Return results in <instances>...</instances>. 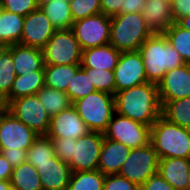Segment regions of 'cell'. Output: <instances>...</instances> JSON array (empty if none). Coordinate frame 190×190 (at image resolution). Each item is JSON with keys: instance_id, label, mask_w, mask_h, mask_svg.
<instances>
[{"instance_id": "cell-1", "label": "cell", "mask_w": 190, "mask_h": 190, "mask_svg": "<svg viewBox=\"0 0 190 190\" xmlns=\"http://www.w3.org/2000/svg\"><path fill=\"white\" fill-rule=\"evenodd\" d=\"M115 112L134 121L152 126L162 116L158 85L147 82L121 90L114 95Z\"/></svg>"}, {"instance_id": "cell-2", "label": "cell", "mask_w": 190, "mask_h": 190, "mask_svg": "<svg viewBox=\"0 0 190 190\" xmlns=\"http://www.w3.org/2000/svg\"><path fill=\"white\" fill-rule=\"evenodd\" d=\"M148 82L158 84L167 71L185 64L163 33H153L139 47Z\"/></svg>"}, {"instance_id": "cell-3", "label": "cell", "mask_w": 190, "mask_h": 190, "mask_svg": "<svg viewBox=\"0 0 190 190\" xmlns=\"http://www.w3.org/2000/svg\"><path fill=\"white\" fill-rule=\"evenodd\" d=\"M150 142L159 159H190V129L173 124L163 116L151 126Z\"/></svg>"}, {"instance_id": "cell-4", "label": "cell", "mask_w": 190, "mask_h": 190, "mask_svg": "<svg viewBox=\"0 0 190 190\" xmlns=\"http://www.w3.org/2000/svg\"><path fill=\"white\" fill-rule=\"evenodd\" d=\"M110 20V44L120 52L138 51L153 34L138 12L117 14Z\"/></svg>"}, {"instance_id": "cell-5", "label": "cell", "mask_w": 190, "mask_h": 190, "mask_svg": "<svg viewBox=\"0 0 190 190\" xmlns=\"http://www.w3.org/2000/svg\"><path fill=\"white\" fill-rule=\"evenodd\" d=\"M77 113L92 132L104 133L115 113L114 95L95 91L73 102Z\"/></svg>"}, {"instance_id": "cell-6", "label": "cell", "mask_w": 190, "mask_h": 190, "mask_svg": "<svg viewBox=\"0 0 190 190\" xmlns=\"http://www.w3.org/2000/svg\"><path fill=\"white\" fill-rule=\"evenodd\" d=\"M159 157L152 143L131 149L118 175L141 187L151 176L158 173Z\"/></svg>"}, {"instance_id": "cell-7", "label": "cell", "mask_w": 190, "mask_h": 190, "mask_svg": "<svg viewBox=\"0 0 190 190\" xmlns=\"http://www.w3.org/2000/svg\"><path fill=\"white\" fill-rule=\"evenodd\" d=\"M44 64H81L82 50L73 30H56L44 46Z\"/></svg>"}, {"instance_id": "cell-8", "label": "cell", "mask_w": 190, "mask_h": 190, "mask_svg": "<svg viewBox=\"0 0 190 190\" xmlns=\"http://www.w3.org/2000/svg\"><path fill=\"white\" fill-rule=\"evenodd\" d=\"M104 136L134 149L150 143L151 127L115 112Z\"/></svg>"}, {"instance_id": "cell-9", "label": "cell", "mask_w": 190, "mask_h": 190, "mask_svg": "<svg viewBox=\"0 0 190 190\" xmlns=\"http://www.w3.org/2000/svg\"><path fill=\"white\" fill-rule=\"evenodd\" d=\"M8 111L39 136L47 134L51 116L41 104L37 94L10 101Z\"/></svg>"}, {"instance_id": "cell-10", "label": "cell", "mask_w": 190, "mask_h": 190, "mask_svg": "<svg viewBox=\"0 0 190 190\" xmlns=\"http://www.w3.org/2000/svg\"><path fill=\"white\" fill-rule=\"evenodd\" d=\"M71 29L82 51L110 43L111 20L103 13L77 20Z\"/></svg>"}, {"instance_id": "cell-11", "label": "cell", "mask_w": 190, "mask_h": 190, "mask_svg": "<svg viewBox=\"0 0 190 190\" xmlns=\"http://www.w3.org/2000/svg\"><path fill=\"white\" fill-rule=\"evenodd\" d=\"M104 133L90 131L87 135L73 139L71 161L72 172L91 171L98 168Z\"/></svg>"}, {"instance_id": "cell-12", "label": "cell", "mask_w": 190, "mask_h": 190, "mask_svg": "<svg viewBox=\"0 0 190 190\" xmlns=\"http://www.w3.org/2000/svg\"><path fill=\"white\" fill-rule=\"evenodd\" d=\"M38 136L8 110L0 116V151H27Z\"/></svg>"}, {"instance_id": "cell-13", "label": "cell", "mask_w": 190, "mask_h": 190, "mask_svg": "<svg viewBox=\"0 0 190 190\" xmlns=\"http://www.w3.org/2000/svg\"><path fill=\"white\" fill-rule=\"evenodd\" d=\"M113 72L115 93L148 82L143 60L138 51L121 52Z\"/></svg>"}, {"instance_id": "cell-14", "label": "cell", "mask_w": 190, "mask_h": 190, "mask_svg": "<svg viewBox=\"0 0 190 190\" xmlns=\"http://www.w3.org/2000/svg\"><path fill=\"white\" fill-rule=\"evenodd\" d=\"M55 31L56 29L39 7L24 17L20 44L43 49Z\"/></svg>"}, {"instance_id": "cell-15", "label": "cell", "mask_w": 190, "mask_h": 190, "mask_svg": "<svg viewBox=\"0 0 190 190\" xmlns=\"http://www.w3.org/2000/svg\"><path fill=\"white\" fill-rule=\"evenodd\" d=\"M90 132L73 105L51 117L46 136L78 139Z\"/></svg>"}, {"instance_id": "cell-16", "label": "cell", "mask_w": 190, "mask_h": 190, "mask_svg": "<svg viewBox=\"0 0 190 190\" xmlns=\"http://www.w3.org/2000/svg\"><path fill=\"white\" fill-rule=\"evenodd\" d=\"M160 101H173L190 97V64L167 71L157 84Z\"/></svg>"}, {"instance_id": "cell-17", "label": "cell", "mask_w": 190, "mask_h": 190, "mask_svg": "<svg viewBox=\"0 0 190 190\" xmlns=\"http://www.w3.org/2000/svg\"><path fill=\"white\" fill-rule=\"evenodd\" d=\"M43 190H67L72 171L68 163L63 162L57 156L45 164H37L35 167Z\"/></svg>"}, {"instance_id": "cell-18", "label": "cell", "mask_w": 190, "mask_h": 190, "mask_svg": "<svg viewBox=\"0 0 190 190\" xmlns=\"http://www.w3.org/2000/svg\"><path fill=\"white\" fill-rule=\"evenodd\" d=\"M158 173L176 190H189L190 159L161 158Z\"/></svg>"}, {"instance_id": "cell-19", "label": "cell", "mask_w": 190, "mask_h": 190, "mask_svg": "<svg viewBox=\"0 0 190 190\" xmlns=\"http://www.w3.org/2000/svg\"><path fill=\"white\" fill-rule=\"evenodd\" d=\"M130 151L131 148L123 143L110 140L104 136L97 169L104 175L118 174Z\"/></svg>"}, {"instance_id": "cell-20", "label": "cell", "mask_w": 190, "mask_h": 190, "mask_svg": "<svg viewBox=\"0 0 190 190\" xmlns=\"http://www.w3.org/2000/svg\"><path fill=\"white\" fill-rule=\"evenodd\" d=\"M141 15L153 33H163L175 22L172 6L163 0H146Z\"/></svg>"}, {"instance_id": "cell-21", "label": "cell", "mask_w": 190, "mask_h": 190, "mask_svg": "<svg viewBox=\"0 0 190 190\" xmlns=\"http://www.w3.org/2000/svg\"><path fill=\"white\" fill-rule=\"evenodd\" d=\"M121 52L110 43L82 51L81 68L114 70Z\"/></svg>"}, {"instance_id": "cell-22", "label": "cell", "mask_w": 190, "mask_h": 190, "mask_svg": "<svg viewBox=\"0 0 190 190\" xmlns=\"http://www.w3.org/2000/svg\"><path fill=\"white\" fill-rule=\"evenodd\" d=\"M12 59L16 76L28 72L44 70L43 50L21 44L12 45Z\"/></svg>"}, {"instance_id": "cell-23", "label": "cell", "mask_w": 190, "mask_h": 190, "mask_svg": "<svg viewBox=\"0 0 190 190\" xmlns=\"http://www.w3.org/2000/svg\"><path fill=\"white\" fill-rule=\"evenodd\" d=\"M70 0H40L39 7L43 10L56 30L72 28L73 17L69 7Z\"/></svg>"}, {"instance_id": "cell-24", "label": "cell", "mask_w": 190, "mask_h": 190, "mask_svg": "<svg viewBox=\"0 0 190 190\" xmlns=\"http://www.w3.org/2000/svg\"><path fill=\"white\" fill-rule=\"evenodd\" d=\"M44 70L28 72L16 76L10 94L6 97L7 103L20 97L37 94L45 86Z\"/></svg>"}, {"instance_id": "cell-25", "label": "cell", "mask_w": 190, "mask_h": 190, "mask_svg": "<svg viewBox=\"0 0 190 190\" xmlns=\"http://www.w3.org/2000/svg\"><path fill=\"white\" fill-rule=\"evenodd\" d=\"M81 64L70 65H50L44 64L45 86L65 92L68 89V84L75 76L76 71Z\"/></svg>"}, {"instance_id": "cell-26", "label": "cell", "mask_w": 190, "mask_h": 190, "mask_svg": "<svg viewBox=\"0 0 190 190\" xmlns=\"http://www.w3.org/2000/svg\"><path fill=\"white\" fill-rule=\"evenodd\" d=\"M24 16L4 10L0 17V43L8 46L20 44Z\"/></svg>"}, {"instance_id": "cell-27", "label": "cell", "mask_w": 190, "mask_h": 190, "mask_svg": "<svg viewBox=\"0 0 190 190\" xmlns=\"http://www.w3.org/2000/svg\"><path fill=\"white\" fill-rule=\"evenodd\" d=\"M10 184L12 190H43L36 168L27 161L13 168Z\"/></svg>"}, {"instance_id": "cell-28", "label": "cell", "mask_w": 190, "mask_h": 190, "mask_svg": "<svg viewBox=\"0 0 190 190\" xmlns=\"http://www.w3.org/2000/svg\"><path fill=\"white\" fill-rule=\"evenodd\" d=\"M162 116L169 122L190 129V97L161 101Z\"/></svg>"}, {"instance_id": "cell-29", "label": "cell", "mask_w": 190, "mask_h": 190, "mask_svg": "<svg viewBox=\"0 0 190 190\" xmlns=\"http://www.w3.org/2000/svg\"><path fill=\"white\" fill-rule=\"evenodd\" d=\"M37 95L51 117L72 105L67 93L48 86L42 87Z\"/></svg>"}, {"instance_id": "cell-30", "label": "cell", "mask_w": 190, "mask_h": 190, "mask_svg": "<svg viewBox=\"0 0 190 190\" xmlns=\"http://www.w3.org/2000/svg\"><path fill=\"white\" fill-rule=\"evenodd\" d=\"M105 175L98 169L72 172L67 190H103Z\"/></svg>"}, {"instance_id": "cell-31", "label": "cell", "mask_w": 190, "mask_h": 190, "mask_svg": "<svg viewBox=\"0 0 190 190\" xmlns=\"http://www.w3.org/2000/svg\"><path fill=\"white\" fill-rule=\"evenodd\" d=\"M95 91L94 84L90 80V68L80 67L68 84L66 93L68 94L71 103H73Z\"/></svg>"}, {"instance_id": "cell-32", "label": "cell", "mask_w": 190, "mask_h": 190, "mask_svg": "<svg viewBox=\"0 0 190 190\" xmlns=\"http://www.w3.org/2000/svg\"><path fill=\"white\" fill-rule=\"evenodd\" d=\"M163 34L172 47L178 51L182 60L190 64V31L174 22Z\"/></svg>"}, {"instance_id": "cell-33", "label": "cell", "mask_w": 190, "mask_h": 190, "mask_svg": "<svg viewBox=\"0 0 190 190\" xmlns=\"http://www.w3.org/2000/svg\"><path fill=\"white\" fill-rule=\"evenodd\" d=\"M54 156L52 140L46 135H40L27 150L26 161L37 167V164L50 162Z\"/></svg>"}, {"instance_id": "cell-34", "label": "cell", "mask_w": 190, "mask_h": 190, "mask_svg": "<svg viewBox=\"0 0 190 190\" xmlns=\"http://www.w3.org/2000/svg\"><path fill=\"white\" fill-rule=\"evenodd\" d=\"M16 79L14 62L12 59V45L0 59V94L5 98L10 94L12 84Z\"/></svg>"}, {"instance_id": "cell-35", "label": "cell", "mask_w": 190, "mask_h": 190, "mask_svg": "<svg viewBox=\"0 0 190 190\" xmlns=\"http://www.w3.org/2000/svg\"><path fill=\"white\" fill-rule=\"evenodd\" d=\"M69 7L74 22L102 13L100 0H70Z\"/></svg>"}, {"instance_id": "cell-36", "label": "cell", "mask_w": 190, "mask_h": 190, "mask_svg": "<svg viewBox=\"0 0 190 190\" xmlns=\"http://www.w3.org/2000/svg\"><path fill=\"white\" fill-rule=\"evenodd\" d=\"M90 80L97 91L115 95V77L113 70L90 68Z\"/></svg>"}, {"instance_id": "cell-37", "label": "cell", "mask_w": 190, "mask_h": 190, "mask_svg": "<svg viewBox=\"0 0 190 190\" xmlns=\"http://www.w3.org/2000/svg\"><path fill=\"white\" fill-rule=\"evenodd\" d=\"M4 10L27 16L39 8L40 0H0Z\"/></svg>"}, {"instance_id": "cell-38", "label": "cell", "mask_w": 190, "mask_h": 190, "mask_svg": "<svg viewBox=\"0 0 190 190\" xmlns=\"http://www.w3.org/2000/svg\"><path fill=\"white\" fill-rule=\"evenodd\" d=\"M103 190H140V187L118 174L105 175Z\"/></svg>"}, {"instance_id": "cell-39", "label": "cell", "mask_w": 190, "mask_h": 190, "mask_svg": "<svg viewBox=\"0 0 190 190\" xmlns=\"http://www.w3.org/2000/svg\"><path fill=\"white\" fill-rule=\"evenodd\" d=\"M53 143L55 156L65 163L71 161L73 138H50Z\"/></svg>"}, {"instance_id": "cell-40", "label": "cell", "mask_w": 190, "mask_h": 190, "mask_svg": "<svg viewBox=\"0 0 190 190\" xmlns=\"http://www.w3.org/2000/svg\"><path fill=\"white\" fill-rule=\"evenodd\" d=\"M140 190H176L159 173L151 176L140 187Z\"/></svg>"}, {"instance_id": "cell-41", "label": "cell", "mask_w": 190, "mask_h": 190, "mask_svg": "<svg viewBox=\"0 0 190 190\" xmlns=\"http://www.w3.org/2000/svg\"><path fill=\"white\" fill-rule=\"evenodd\" d=\"M101 11L104 15L112 17L121 14V7L124 0H100Z\"/></svg>"}, {"instance_id": "cell-42", "label": "cell", "mask_w": 190, "mask_h": 190, "mask_svg": "<svg viewBox=\"0 0 190 190\" xmlns=\"http://www.w3.org/2000/svg\"><path fill=\"white\" fill-rule=\"evenodd\" d=\"M172 14L175 22L184 16L190 15V0H174Z\"/></svg>"}, {"instance_id": "cell-43", "label": "cell", "mask_w": 190, "mask_h": 190, "mask_svg": "<svg viewBox=\"0 0 190 190\" xmlns=\"http://www.w3.org/2000/svg\"><path fill=\"white\" fill-rule=\"evenodd\" d=\"M14 168L26 162L27 151L18 149V151H0Z\"/></svg>"}, {"instance_id": "cell-44", "label": "cell", "mask_w": 190, "mask_h": 190, "mask_svg": "<svg viewBox=\"0 0 190 190\" xmlns=\"http://www.w3.org/2000/svg\"><path fill=\"white\" fill-rule=\"evenodd\" d=\"M146 0H124L121 13H141Z\"/></svg>"}, {"instance_id": "cell-45", "label": "cell", "mask_w": 190, "mask_h": 190, "mask_svg": "<svg viewBox=\"0 0 190 190\" xmlns=\"http://www.w3.org/2000/svg\"><path fill=\"white\" fill-rule=\"evenodd\" d=\"M13 167L9 161L0 152V180H10L12 175Z\"/></svg>"}, {"instance_id": "cell-46", "label": "cell", "mask_w": 190, "mask_h": 190, "mask_svg": "<svg viewBox=\"0 0 190 190\" xmlns=\"http://www.w3.org/2000/svg\"><path fill=\"white\" fill-rule=\"evenodd\" d=\"M176 23L183 29L190 31V15L180 18Z\"/></svg>"}, {"instance_id": "cell-47", "label": "cell", "mask_w": 190, "mask_h": 190, "mask_svg": "<svg viewBox=\"0 0 190 190\" xmlns=\"http://www.w3.org/2000/svg\"><path fill=\"white\" fill-rule=\"evenodd\" d=\"M8 110V103L6 98L0 94V116H2Z\"/></svg>"}, {"instance_id": "cell-48", "label": "cell", "mask_w": 190, "mask_h": 190, "mask_svg": "<svg viewBox=\"0 0 190 190\" xmlns=\"http://www.w3.org/2000/svg\"><path fill=\"white\" fill-rule=\"evenodd\" d=\"M0 190H12L10 180H0Z\"/></svg>"}, {"instance_id": "cell-49", "label": "cell", "mask_w": 190, "mask_h": 190, "mask_svg": "<svg viewBox=\"0 0 190 190\" xmlns=\"http://www.w3.org/2000/svg\"><path fill=\"white\" fill-rule=\"evenodd\" d=\"M8 48V45L0 43V59L2 58V55L8 50Z\"/></svg>"}, {"instance_id": "cell-50", "label": "cell", "mask_w": 190, "mask_h": 190, "mask_svg": "<svg viewBox=\"0 0 190 190\" xmlns=\"http://www.w3.org/2000/svg\"><path fill=\"white\" fill-rule=\"evenodd\" d=\"M165 3L170 4L172 6L174 0H163Z\"/></svg>"}, {"instance_id": "cell-51", "label": "cell", "mask_w": 190, "mask_h": 190, "mask_svg": "<svg viewBox=\"0 0 190 190\" xmlns=\"http://www.w3.org/2000/svg\"><path fill=\"white\" fill-rule=\"evenodd\" d=\"M3 11H4V8H3L2 4L0 3V17L2 15Z\"/></svg>"}]
</instances>
